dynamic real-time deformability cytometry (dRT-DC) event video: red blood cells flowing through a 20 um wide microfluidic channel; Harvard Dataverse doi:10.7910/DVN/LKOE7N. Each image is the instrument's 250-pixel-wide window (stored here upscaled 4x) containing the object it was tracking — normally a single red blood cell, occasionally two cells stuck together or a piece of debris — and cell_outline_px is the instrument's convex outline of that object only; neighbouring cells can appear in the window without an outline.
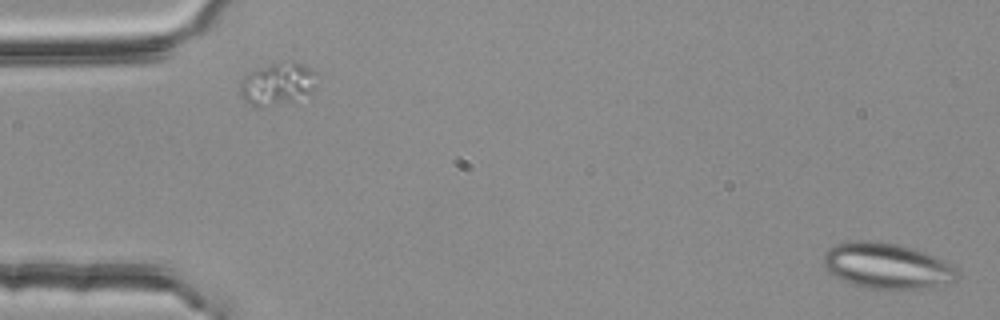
{"species": "common noctule bat (a hibernating species)", "species_latin": "Nyctalus noctula", "temperature_condition": "room temperature", "stored_images_in_passage": 52, "camera_frame_rate_fps": 3000, "um_per_image_px": 0.085, "animal": {"sex": "female", "body_mass_g": 25.1}, "frame": {"image": 1, "passage_image": 1, "time_ms": 0.0, "image_size_px": [1000, 320], "cell_outline_px": [[956, 276], [952, 280], [932, 288], [868, 288], [852, 284], [828, 272], [824, 268], [824, 252], [828, 248], [836, 244], [848, 240], [872, 240], [900, 244], [924, 252], [952, 264], [956, 268]], "centroid_in_image_um": [75.33, 22.56], "position_along_channel_um": 9.7, "area_um2": 35.43}}
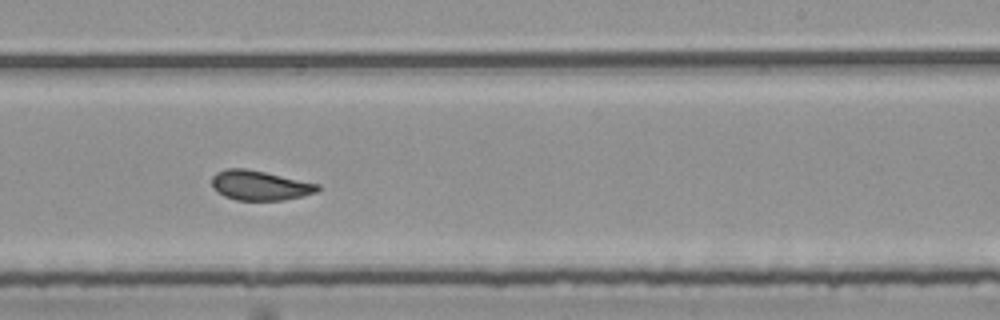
{"frame": {"image": 2, "passage_image": 33, "time_ms": 10.667, "image_size_px": [1000, 320], "cell_outline_px": [[320, 188], [316, 192], [284, 200], [236, 200], [224, 196], [216, 192], [212, 184], [212, 176], [216, 172], [224, 168], [244, 168], [264, 172], [320, 184]], "centroid_in_image_um": [22.04, 15.75], "position_along_channel_um": 267.0, "area_um2": 18.26}}
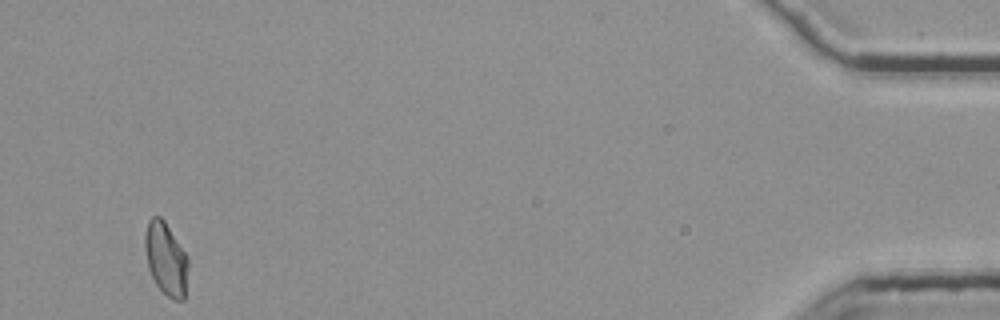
{"frame": {"image": 3, "passage_image": 52, "time_ms": 17.0, "image_size_px": [1000, 320], "cell_outline_px": [[188, 264], [184, 300], [172, 300], [156, 284], [148, 268], [144, 248], [144, 236], [148, 220], [152, 216], [160, 216], [164, 220], [184, 252], [188, 260]], "centroid_in_image_um": [14.07, 21.99], "position_along_channel_um": 421.1, "area_um2": 18.15}, "authors_computed_cell_mechanics": {"area_um2": 18.9006, "velocity_mm_per_s": 3.7535, "shape_relaxation_time_tau1_ms": null, "shape_relaxation_time_tau2_ms": 0.9978, "deformation_change_tau1": null, "deformation_change_tau2": 0.0701}}